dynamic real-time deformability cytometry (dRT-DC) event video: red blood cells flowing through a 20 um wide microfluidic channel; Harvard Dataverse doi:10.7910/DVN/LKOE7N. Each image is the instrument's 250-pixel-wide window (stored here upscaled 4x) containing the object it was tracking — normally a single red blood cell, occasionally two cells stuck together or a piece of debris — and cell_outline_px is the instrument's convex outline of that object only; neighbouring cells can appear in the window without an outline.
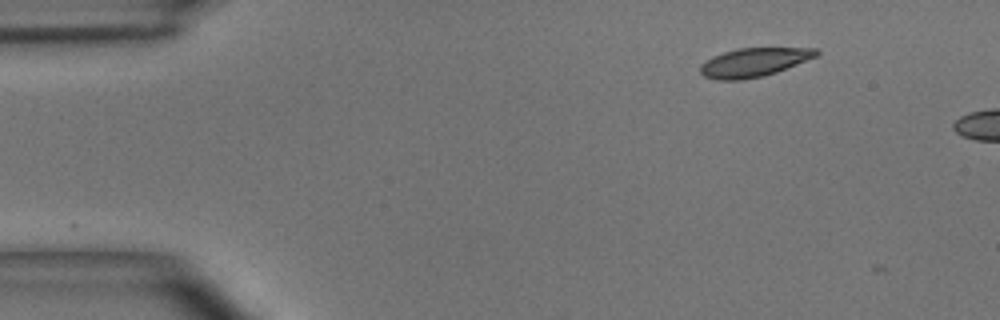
{"species": "common noctule bat (a hibernating species)", "species_latin": "Nyctalus noctula", "temperature_condition": "room temperature", "stored_images_in_passage": 4, "camera_frame_rate_fps": 3000, "um_per_image_px": 0.085, "animal": {"sex": "male", "body_mass_g": 15.6}, "frame": {"image": 1, "passage_image": 1, "time_ms": 0.0, "image_size_px": [1000, 320], "cell_outline_px": [[820, 52], [816, 56], [776, 72], [764, 76], [740, 80], [716, 80], [704, 76], [700, 72], [700, 64], [712, 56], [736, 48], [816, 48]], "centroid_in_image_um": [64.03, 5.3], "position_along_channel_um": 21.0, "area_um2": 19.36}}